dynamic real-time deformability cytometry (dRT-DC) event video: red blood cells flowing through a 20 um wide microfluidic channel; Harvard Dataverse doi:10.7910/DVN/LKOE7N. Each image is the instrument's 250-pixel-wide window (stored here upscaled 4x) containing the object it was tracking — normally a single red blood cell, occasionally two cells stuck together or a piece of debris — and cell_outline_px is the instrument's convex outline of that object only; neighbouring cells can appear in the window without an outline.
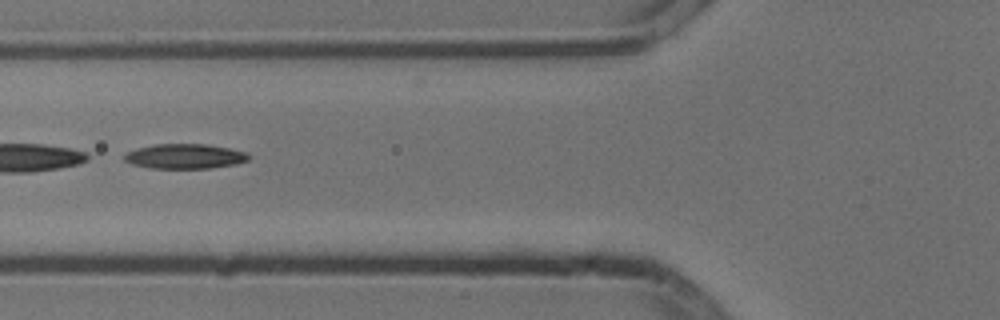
{"species": "common noctule bat (a hibernating species)", "species_latin": "Nyctalus noctula", "temperature_condition": "cold", "stored_images_in_passage": 52, "segment_of_instrument_passage": [2, 2], "camera_frame_rate_fps": 3000, "um_per_image_px": 0.085, "animal": {"sex": "male", "body_mass_g": 13.3}, "frame": {"image": 1, "passage_image": 20, "time_ms": 6.333, "image_size_px": [1000, 320], "cell_outline_px": [[248, 160], [236, 164], [208, 168], [148, 168], [132, 164], [124, 160], [124, 156], [128, 152], [136, 148], [152, 144], [208, 144], [248, 152]], "centroid_in_image_um": [15.7, 13.28], "position_along_channel_um": 110.1, "area_um2": 17.98}}
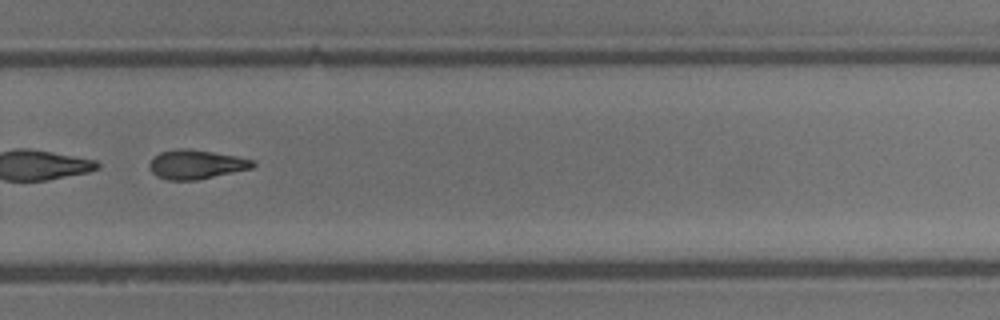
{"frame": {"image": 2, "passage_image": 36, "time_ms": 11.667, "image_size_px": [1000, 320], "cell_outline_px": [[256, 164], [252, 168], [196, 180], [168, 180], [156, 176], [148, 168], [148, 164], [152, 156], [160, 152], [176, 148], [188, 148], [236, 156], [256, 160]], "centroid_in_image_um": [16.63, 13.96], "position_along_channel_um": 313.2, "area_um2": 17.74}}